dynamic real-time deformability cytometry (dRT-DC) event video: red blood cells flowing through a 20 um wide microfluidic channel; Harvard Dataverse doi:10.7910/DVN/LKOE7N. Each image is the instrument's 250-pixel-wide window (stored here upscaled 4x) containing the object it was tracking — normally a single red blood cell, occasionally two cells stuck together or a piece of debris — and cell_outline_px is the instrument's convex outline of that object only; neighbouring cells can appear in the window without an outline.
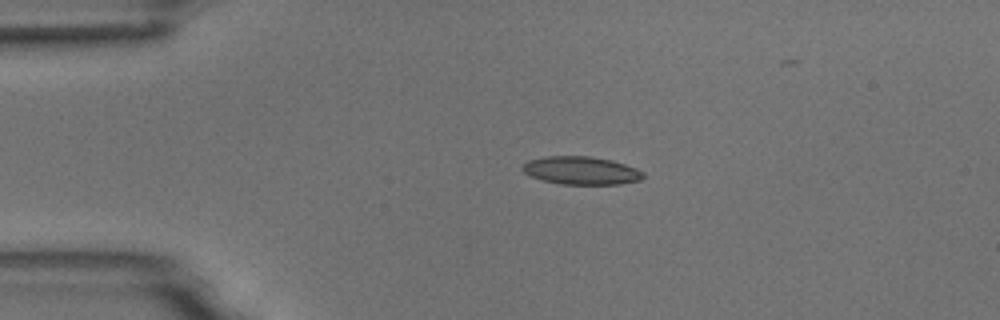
{"species": "common noctule bat (a hibernating species)", "species_latin": "Nyctalus noctula", "temperature_condition": "room temperature", "stored_images_in_passage": 4, "camera_frame_rate_fps": 3000, "um_per_image_px": 0.085, "animal": {"sex": "male", "body_mass_g": 18.8}, "frame": {"image": 1, "passage_image": 2, "time_ms": 0.333, "image_size_px": [1000, 320], "cell_outline_px": [[644, 176], [640, 180], [620, 184], [560, 184], [544, 180], [532, 176], [524, 172], [520, 168], [528, 160], [548, 156], [588, 156], [612, 160], [636, 168], [644, 172]], "centroid_in_image_um": [49.41, 14.49], "position_along_channel_um": 35.6, "area_um2": 19.59}}